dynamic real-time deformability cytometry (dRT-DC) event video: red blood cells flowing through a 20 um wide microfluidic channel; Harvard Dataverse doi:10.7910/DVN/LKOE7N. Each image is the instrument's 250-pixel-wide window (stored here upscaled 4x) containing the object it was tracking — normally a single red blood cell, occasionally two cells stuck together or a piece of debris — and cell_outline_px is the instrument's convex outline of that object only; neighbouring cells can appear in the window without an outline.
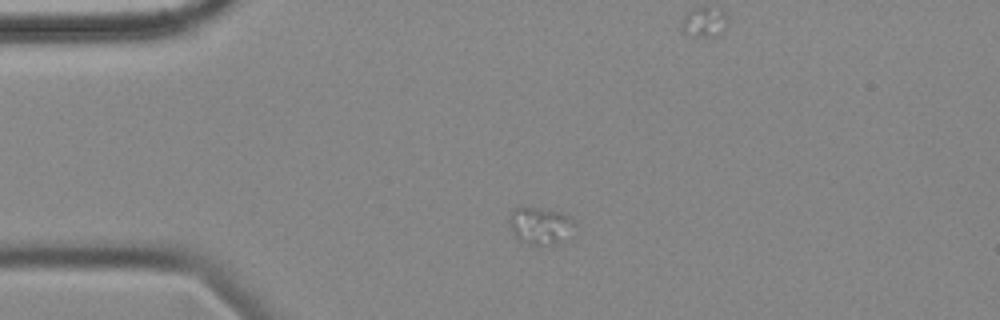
{"species": "common noctule bat (a hibernating species)", "species_latin": "Nyctalus noctula", "temperature_condition": "cold", "stored_images_in_passage": 47, "camera_frame_rate_fps": 3000, "um_per_image_px": 0.085, "animal": {"sex": "female", "body_mass_g": 18.4}, "frame": {"image": 1, "passage_image": 1, "time_ms": 0.0, "image_size_px": [1000, 320], "cell_outline_px": [[576, 224], [552, 244], [532, 244], [520, 240], [512, 232], [508, 220], [508, 216], [512, 208], [520, 204], [560, 212], [576, 220]], "centroid_in_image_um": [45.79, 19.08], "position_along_channel_um": 39.2, "area_um2": 13.87}}
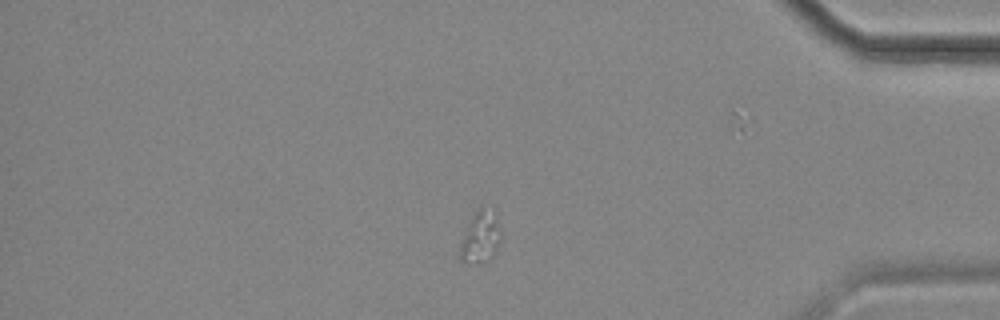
{"frame": {"image": 2, "passage_image": 37, "time_ms": 12.0, "image_size_px": [1000, 320], "cell_outline_px": [[500, 240], [492, 256], [488, 260], [472, 264], [468, 264], [460, 260], [460, 244], [468, 220], [480, 204], [496, 212], [500, 232]], "centroid_in_image_um": [40.81, 20.09], "position_along_channel_um": 394.4, "area_um2": 12.6}}